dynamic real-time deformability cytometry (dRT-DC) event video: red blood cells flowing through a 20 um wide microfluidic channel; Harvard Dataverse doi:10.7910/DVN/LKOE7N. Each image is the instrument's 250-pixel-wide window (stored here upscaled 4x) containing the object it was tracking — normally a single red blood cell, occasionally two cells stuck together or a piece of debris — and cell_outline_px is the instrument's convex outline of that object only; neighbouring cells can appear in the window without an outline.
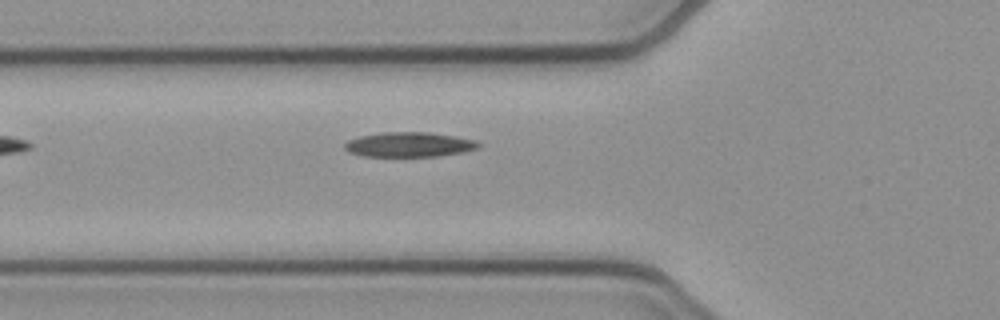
{"species": "common noctule bat (a hibernating species)", "species_latin": "Nyctalus noctula", "temperature_condition": "cold", "stored_images_in_passage": 32, "camera_frame_rate_fps": 3000, "um_per_image_px": 0.085, "animal": {"sex": "female", "body_mass_g": 21.9}, "frame": {"image": 1, "passage_image": 3, "time_ms": 0.667, "image_size_px": [1000, 320], "cell_outline_px": [[480, 144], [476, 148], [464, 152], [440, 156], [364, 156], [348, 152], [344, 148], [344, 144], [348, 140], [360, 136], [380, 132], [428, 132], [456, 136], [476, 140]], "centroid_in_image_um": [34.77, 12.28], "position_along_channel_um": 91.0, "area_um2": 19.36}}
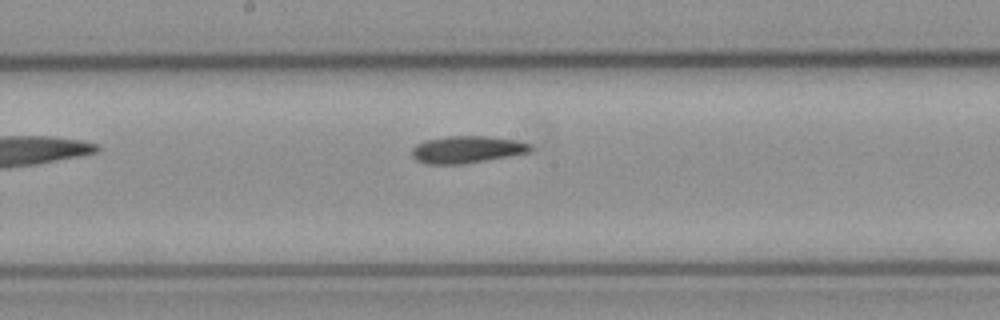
{"frame": {"image": 2, "passage_image": 12, "time_ms": 3.667, "image_size_px": [1000, 320], "cell_outline_px": [[532, 152], [464, 164], [424, 164], [416, 160], [412, 156], [412, 148], [416, 144], [424, 140], [444, 136], [488, 136], [516, 140], [532, 144]], "centroid_in_image_um": [39.68, 12.7], "position_along_channel_um": 208.5, "area_um2": 19.02}}
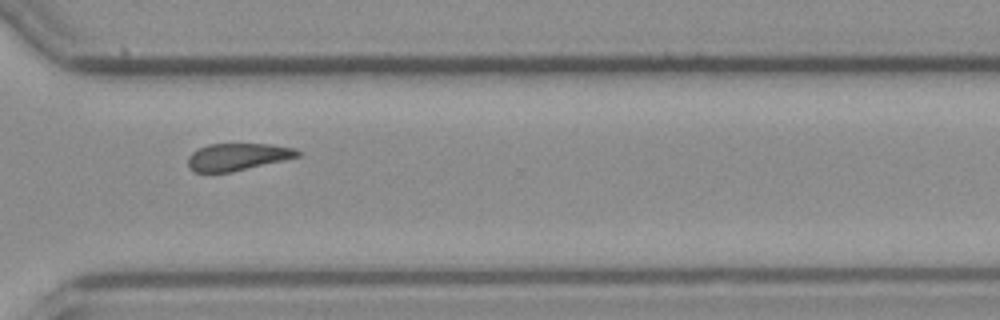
{"frame": {"image": 3, "passage_image": 23, "time_ms": 7.333, "image_size_px": [1000, 320], "cell_outline_px": [[300, 156], [284, 160], [232, 172], [196, 172], [188, 168], [188, 156], [196, 148], [208, 144], [272, 144], [296, 148], [300, 152]], "centroid_in_image_um": [20.18, 13.32], "position_along_channel_um": 350.4, "area_um2": 17.51}}